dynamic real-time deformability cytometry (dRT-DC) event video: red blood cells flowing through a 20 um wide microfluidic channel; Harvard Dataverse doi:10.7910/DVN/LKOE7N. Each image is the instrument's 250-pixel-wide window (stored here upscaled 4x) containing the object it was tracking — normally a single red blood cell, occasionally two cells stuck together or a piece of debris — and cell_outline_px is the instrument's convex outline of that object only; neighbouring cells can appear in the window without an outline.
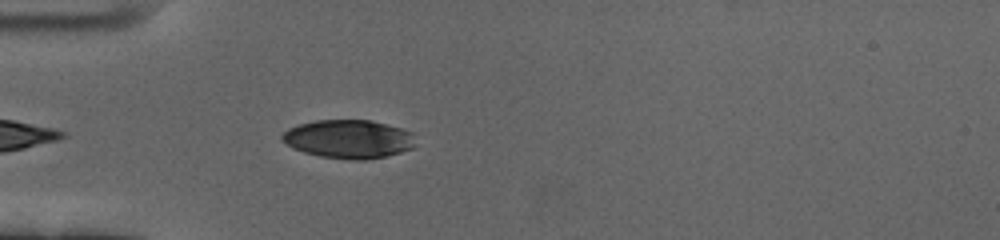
{"species": "human", "species_latin": "Homo sapiens", "temperature_condition": "cold", "stored_images_in_passage": 12, "segment_of_instrument_passage": [1, 2], "camera_frame_rate_fps": 3000, "um_per_image_px": 0.085, "donor": {"sex": "female"}, "frame": {"image": 1, "passage_image": 4, "time_ms": 1.0, "image_size_px": [1000, 240], "cell_outline_px": [[412, 148], [400, 152], [384, 156], [364, 160], [352, 160], [320, 156], [304, 152], [292, 148], [280, 140], [280, 136], [288, 128], [300, 124], [316, 120], [372, 120], [400, 128], [412, 132]], "centroid_in_image_um": [29.57, 11.81], "position_along_channel_um": 55.4, "area_um2": 29.77}}
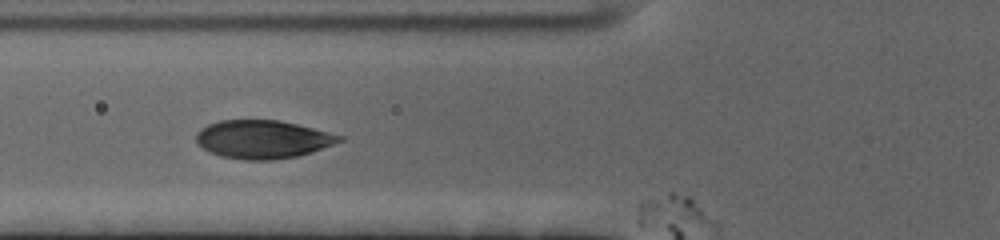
{"frame": {"image": 2, "passage_image": 9, "time_ms": 2.667, "image_size_px": [1000, 240], "cell_outline_px": [[344, 140], [312, 152], [296, 156], [272, 160], [240, 160], [220, 156], [208, 152], [196, 140], [196, 132], [200, 128], [208, 124], [220, 120], [280, 120], [344, 136]], "centroid_in_image_um": [22.31, 11.85], "position_along_channel_um": 103.5, "area_um2": 31.96}}